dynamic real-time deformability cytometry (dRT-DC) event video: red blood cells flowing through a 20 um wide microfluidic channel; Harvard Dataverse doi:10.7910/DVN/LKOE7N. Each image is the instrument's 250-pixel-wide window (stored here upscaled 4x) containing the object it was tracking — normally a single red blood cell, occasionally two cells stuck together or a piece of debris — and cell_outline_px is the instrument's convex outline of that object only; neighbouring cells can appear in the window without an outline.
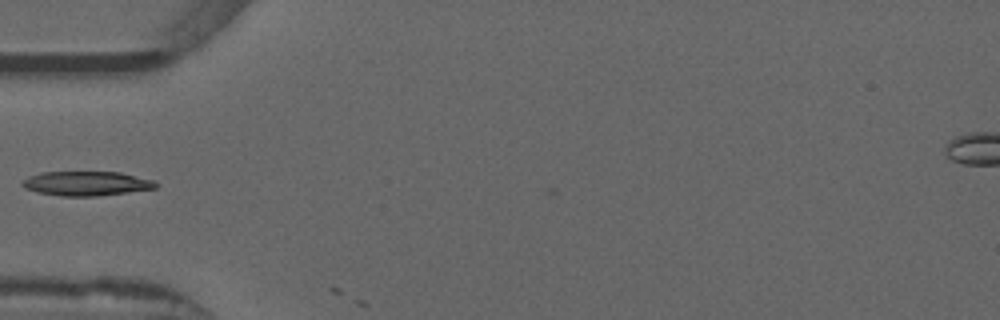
{"species": "common noctule bat (a hibernating species)", "species_latin": "Nyctalus noctula", "temperature_condition": "warm", "stored_images_in_passage": 2, "camera_frame_rate_fps": 3000, "um_per_image_px": 0.085, "animal": {"sex": "male", "forearm_length_mm": 52.5}, "frame": {"image": 1, "passage_image": 1, "time_ms": 0.0, "image_size_px": [1000, 320], "cell_outline_px": [[156, 188], [96, 196], [60, 196], [36, 192], [24, 188], [20, 184], [28, 176], [44, 172], [120, 172], [156, 180]], "centroid_in_image_um": [7.33, 15.59], "position_along_channel_um": 77.7, "area_um2": 18.96}}